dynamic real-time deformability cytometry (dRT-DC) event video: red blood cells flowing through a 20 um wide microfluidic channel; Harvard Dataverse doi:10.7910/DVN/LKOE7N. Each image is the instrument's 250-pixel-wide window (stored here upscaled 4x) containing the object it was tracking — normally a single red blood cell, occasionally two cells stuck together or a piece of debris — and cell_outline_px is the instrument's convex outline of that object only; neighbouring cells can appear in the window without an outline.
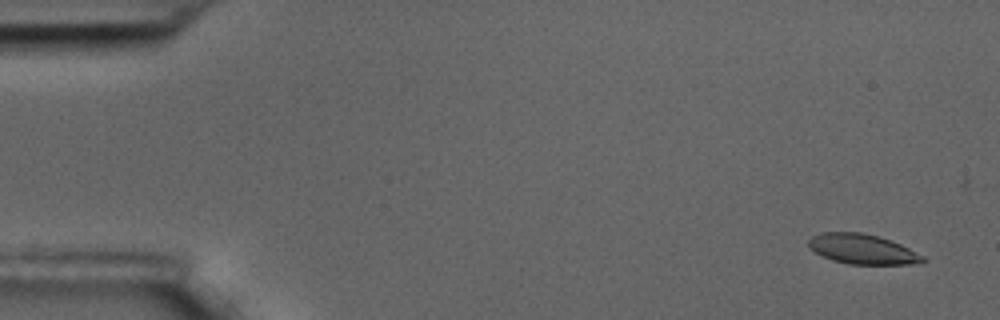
{"species": "common noctule bat (a hibernating species)", "species_latin": "Nyctalus noctula", "temperature_condition": "room temperature", "stored_images_in_passage": 17, "camera_frame_rate_fps": 3000, "um_per_image_px": 0.085, "animal": {"sex": "male", "body_mass_g": 17.5, "forearm_length_mm": 52.3}, "frame": {"image": 1, "passage_image": 3, "time_ms": 0.667, "image_size_px": [1000, 320], "cell_outline_px": [[928, 260], [912, 264], [848, 264], [832, 260], [820, 256], [808, 244], [808, 240], [812, 236], [820, 232], [860, 232], [880, 236], [900, 244], [924, 256]], "centroid_in_image_um": [73.29, 21.17], "position_along_channel_um": 11.7, "area_um2": 19.94}}